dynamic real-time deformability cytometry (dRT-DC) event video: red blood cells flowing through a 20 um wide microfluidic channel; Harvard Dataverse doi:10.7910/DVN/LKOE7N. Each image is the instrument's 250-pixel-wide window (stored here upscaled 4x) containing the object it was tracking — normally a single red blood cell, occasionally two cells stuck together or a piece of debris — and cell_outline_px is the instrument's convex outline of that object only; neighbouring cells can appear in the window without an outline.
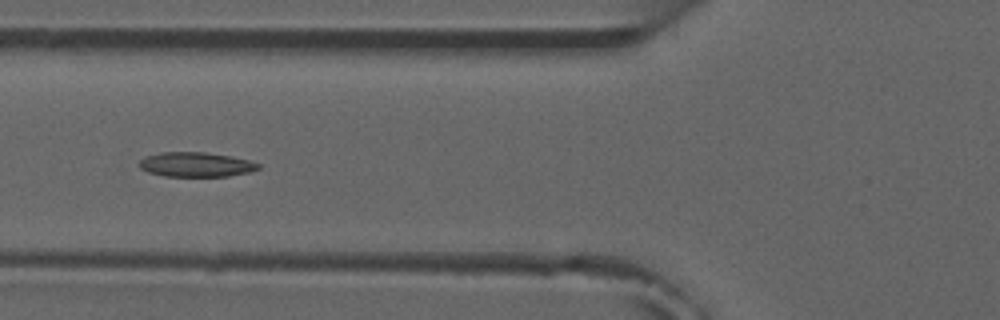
{"species": "common noctule bat (a hibernating species)", "species_latin": "Nyctalus noctula", "temperature_condition": "room temperature", "stored_images_in_passage": 9, "camera_frame_rate_fps": 3000, "um_per_image_px": 0.085, "animal": {"sex": "male", "forearm_length_mm": 52.5}, "frame": {"image": 1, "passage_image": 6, "time_ms": 5.667, "image_size_px": [1000, 320], "cell_outline_px": [[260, 168], [248, 172], [228, 176], [164, 176], [148, 172], [140, 168], [136, 164], [140, 160], [148, 156], [160, 152], [204, 152], [232, 156], [248, 160], [260, 164]], "centroid_in_image_um": [16.63, 13.98], "position_along_channel_um": 109.2, "area_um2": 17.05}}
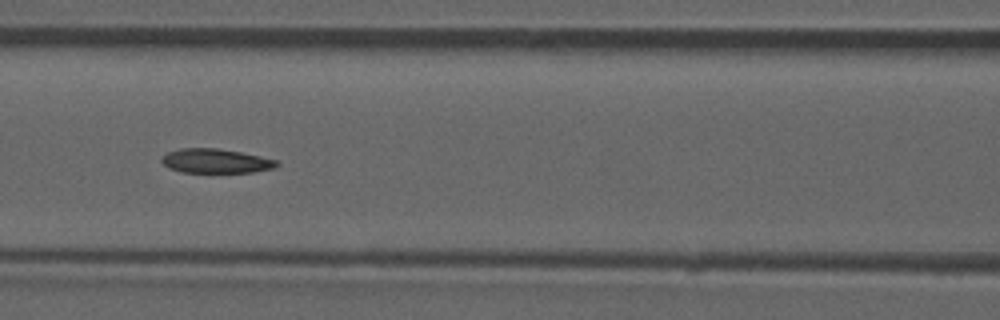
{"frame": {"image": 2, "passage_image": 7, "time_ms": 6.667, "image_size_px": [1000, 320], "cell_outline_px": [[280, 164], [276, 168], [252, 172], [180, 172], [168, 168], [160, 160], [168, 152], [180, 148], [216, 148], [240, 152], [260, 156], [276, 160]], "centroid_in_image_um": [18.34, 13.68], "position_along_channel_um": 148.3, "area_um2": 16.24}}